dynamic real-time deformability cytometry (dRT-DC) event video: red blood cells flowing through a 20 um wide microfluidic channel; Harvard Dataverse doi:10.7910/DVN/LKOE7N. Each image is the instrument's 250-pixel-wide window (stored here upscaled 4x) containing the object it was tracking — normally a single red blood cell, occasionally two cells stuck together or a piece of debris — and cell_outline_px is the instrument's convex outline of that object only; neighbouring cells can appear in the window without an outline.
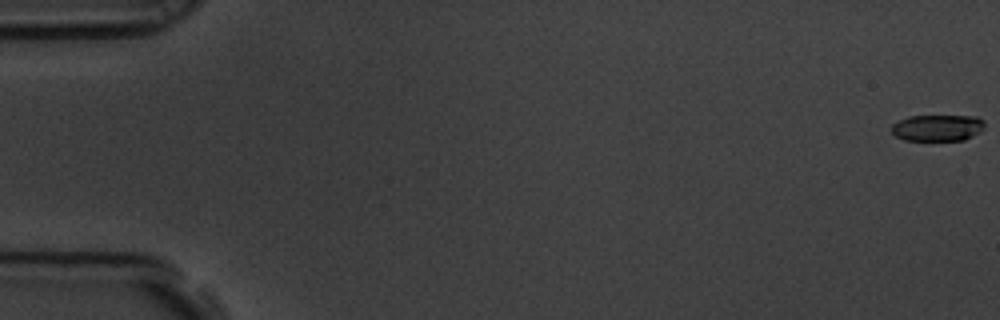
{"species": "common noctule bat (a hibernating species)", "species_latin": "Nyctalus noctula", "temperature_condition": "room temperature", "stored_images_in_passage": 6, "camera_frame_rate_fps": 3000, "um_per_image_px": 0.085, "animal": {"sex": "male", "body_mass_g": 19.5, "forearm_length_mm": 54.6}, "frame": {"image": 1, "passage_image": 1, "time_ms": 0.0, "image_size_px": [1000, 320], "cell_outline_px": [[984, 128], [980, 132], [964, 140], [904, 140], [896, 136], [888, 128], [892, 124], [908, 116], [976, 116], [984, 120]], "centroid_in_image_um": [79.68, 10.86], "position_along_channel_um": 5.3, "area_um2": 14.45}}
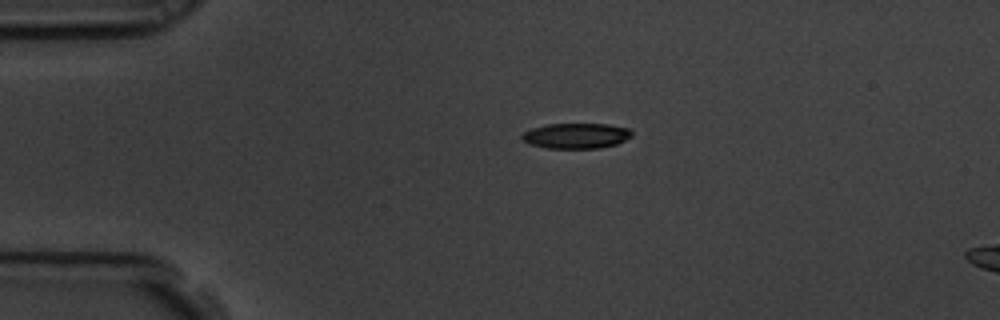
{"frame": {"image": 2, "passage_image": 4, "time_ms": 1.0, "image_size_px": [1000, 320], "cell_outline_px": [[632, 136], [616, 144], [600, 148], [548, 148], [528, 144], [520, 136], [524, 132], [532, 128], [548, 124], [608, 124], [628, 128], [632, 132]], "centroid_in_image_um": [48.97, 11.54], "position_along_channel_um": 36.0, "area_um2": 16.18}}